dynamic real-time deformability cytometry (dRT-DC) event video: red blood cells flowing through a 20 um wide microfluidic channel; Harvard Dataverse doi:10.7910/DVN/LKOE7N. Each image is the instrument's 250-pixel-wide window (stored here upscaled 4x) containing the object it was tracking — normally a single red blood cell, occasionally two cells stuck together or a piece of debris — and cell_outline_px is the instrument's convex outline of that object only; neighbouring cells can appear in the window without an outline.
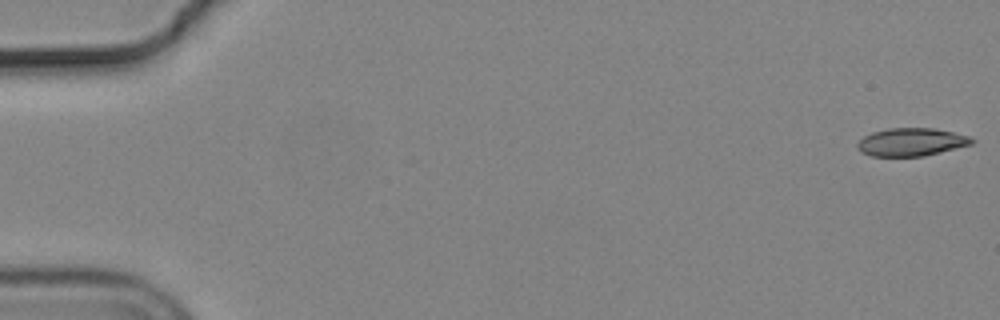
{"species": "common noctule bat (a hibernating species)", "species_latin": "Nyctalus noctula", "temperature_condition": "cold", "stored_images_in_passage": 51, "camera_frame_rate_fps": 3000, "um_per_image_px": 0.085, "animal": {"sex": "male", "body_mass_g": 19.2, "forearm_length_mm": 51.8}, "frame": {"image": 1, "passage_image": 1, "time_ms": 0.0, "image_size_px": [1000, 320], "cell_outline_px": [[976, 140], [972, 144], [924, 156], [872, 156], [860, 152], [856, 148], [856, 144], [864, 136], [872, 132], [888, 128], [932, 128], [952, 132], [968, 136]], "centroid_in_image_um": [77.43, 12.07], "position_along_channel_um": 7.6, "area_um2": 18.61}}
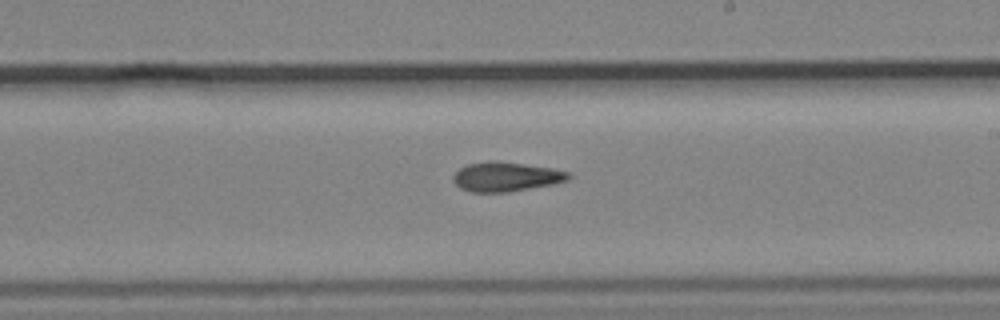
{"frame": {"image": 2, "passage_image": 33, "time_ms": 10.667, "image_size_px": [1000, 320], "cell_outline_px": [[572, 176], [568, 180], [556, 184], [508, 192], [468, 192], [460, 188], [452, 180], [452, 176], [460, 168], [468, 164], [488, 160], [496, 160], [552, 168], [572, 172]], "centroid_in_image_um": [43.03, 15.02], "position_along_channel_um": 246.0, "area_um2": 20.11}}
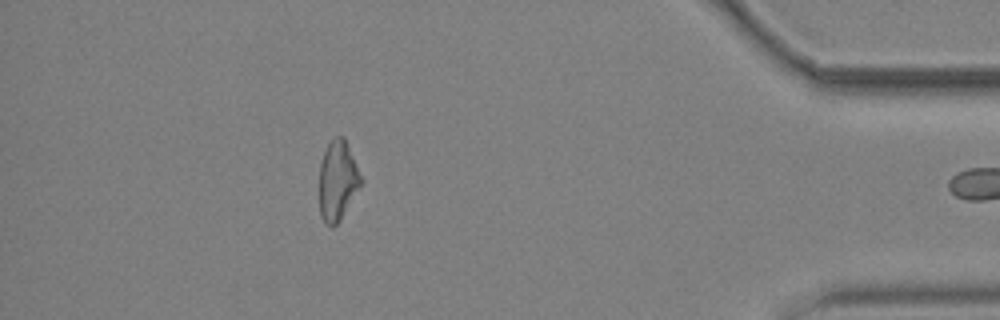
{"frame": {"image": 3, "passage_image": 50, "time_ms": 16.333, "image_size_px": [1000, 320], "cell_outline_px": [[364, 180], [340, 220], [332, 228], [320, 216], [320, 164], [324, 152], [328, 144], [336, 136], [344, 136], [348, 144]], "centroid_in_image_um": [28.72, 15.33], "position_along_channel_um": 406.5, "area_um2": 19.31}}